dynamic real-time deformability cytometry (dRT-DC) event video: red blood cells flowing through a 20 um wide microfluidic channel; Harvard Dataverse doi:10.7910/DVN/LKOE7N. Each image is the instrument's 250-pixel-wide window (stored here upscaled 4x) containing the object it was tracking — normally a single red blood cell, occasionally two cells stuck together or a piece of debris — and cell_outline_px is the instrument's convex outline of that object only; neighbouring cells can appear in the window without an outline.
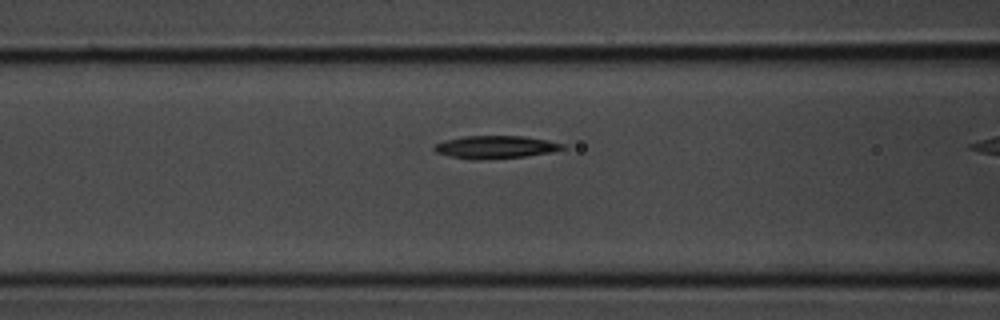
{"species": "common noctule bat (a hibernating species)", "species_latin": "Nyctalus noctula", "temperature_condition": "room temperature", "stored_images_in_passage": 10, "camera_frame_rate_fps": 3000, "um_per_image_px": 0.085, "animal": {"sex": "male", "body_mass_g": 20.1, "forearm_length_mm": 53.5}, "frame": {"image": 1, "passage_image": 9, "time_ms": 2.667, "image_size_px": [1000, 320], "cell_outline_px": [[568, 148], [548, 152], [524, 156], [476, 160], [452, 156], [436, 152], [432, 148], [436, 144], [444, 140], [464, 136], [524, 136], [548, 140], [564, 144]], "centroid_in_image_um": [42.12, 12.49], "position_along_channel_um": 124.5, "area_um2": 16.82}}